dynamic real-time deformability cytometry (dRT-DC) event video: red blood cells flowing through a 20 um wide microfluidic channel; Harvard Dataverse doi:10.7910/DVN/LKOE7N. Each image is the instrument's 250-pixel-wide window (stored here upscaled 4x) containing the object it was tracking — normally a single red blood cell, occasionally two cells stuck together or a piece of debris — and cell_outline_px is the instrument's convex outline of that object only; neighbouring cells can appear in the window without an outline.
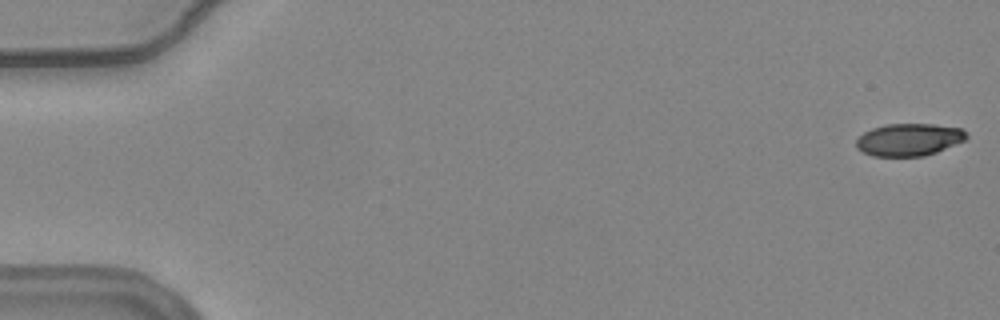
{"species": "common noctule bat (a hibernating species)", "species_latin": "Nyctalus noctula", "temperature_condition": "warm", "stored_images_in_passage": 55, "camera_frame_rate_fps": 3000, "um_per_image_px": 0.085, "animal": {"sex": "female", "body_mass_g": 24.6, "forearm_length_mm": 56.2}, "frame": {"image": 1, "passage_image": 1, "time_ms": 0.0, "image_size_px": [1000, 320], "cell_outline_px": [[968, 136], [964, 140], [936, 152], [924, 156], [872, 156], [856, 148], [856, 140], [864, 132], [872, 128], [884, 124], [932, 124], [960, 128], [968, 132]], "centroid_in_image_um": [77.25, 11.86], "position_along_channel_um": 7.8, "area_um2": 20.75}}
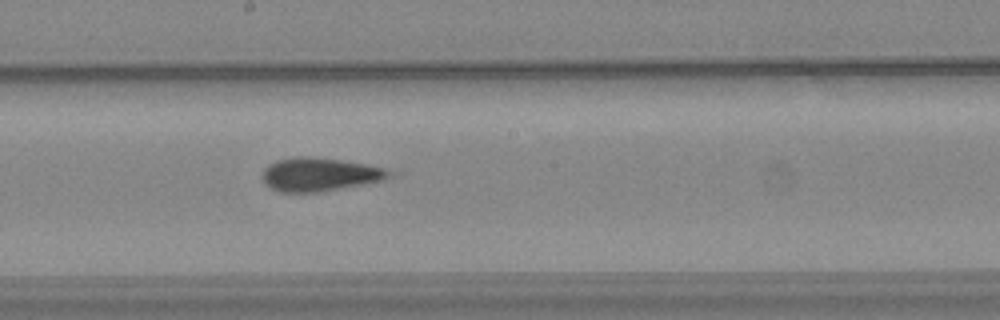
{"frame": {"image": 2, "passage_image": 31, "time_ms": 10.0, "image_size_px": [1000, 320], "cell_outline_px": [[400, 172], [384, 180], [316, 192], [280, 192], [264, 184], [264, 168], [268, 164], [276, 160], [296, 156], [312, 156], [340, 160], [364, 164], [384, 168]], "centroid_in_image_um": [27.2, 14.81], "position_along_channel_um": 221.0, "area_um2": 24.68}}
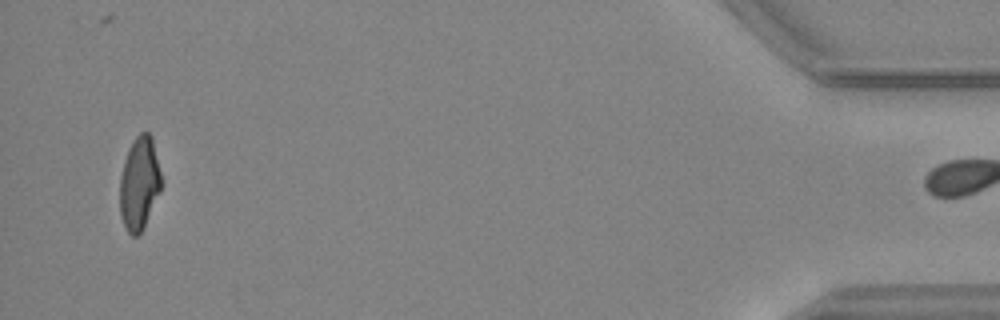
{"frame": {"image": 3, "passage_image": 54, "time_ms": 17.667, "image_size_px": [1000, 320], "cell_outline_px": [[160, 192], [144, 228], [136, 236], [132, 236], [128, 232], [120, 216], [120, 176], [124, 160], [128, 148], [132, 140], [140, 132], [148, 132], [152, 136], [160, 172]], "centroid_in_image_um": [11.83, 15.58], "position_along_channel_um": 423.4, "area_um2": 22.48}, "authors_computed_cell_mechanics": {"area_um2": 23.698, "velocity_mm_per_s": 3.7255, "shape_relaxation_time_tau1_ms": null, "shape_relaxation_time_tau2_ms": 1.2301, "deformation_change_tau1": null, "deformation_change_tau2": 0.0871}}